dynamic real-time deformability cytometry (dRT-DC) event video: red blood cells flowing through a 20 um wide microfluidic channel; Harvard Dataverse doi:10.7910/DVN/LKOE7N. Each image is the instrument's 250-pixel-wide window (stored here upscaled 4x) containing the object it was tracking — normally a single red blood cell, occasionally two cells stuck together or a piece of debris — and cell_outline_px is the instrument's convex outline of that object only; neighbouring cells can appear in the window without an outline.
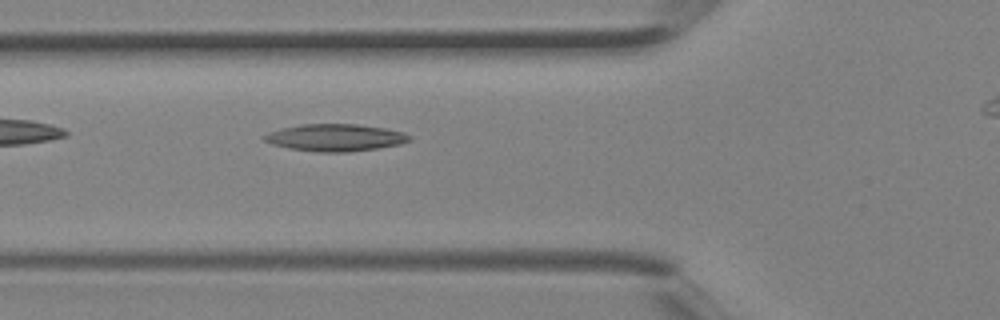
{"species": "Egyptian fruit bat (a non-hibernating species)", "species_latin": "Rousettus aegyptiacus", "temperature_condition": "room temperature", "stored_images_in_passage": 4, "camera_frame_rate_fps": 3000, "um_per_image_px": 0.085, "animal": {"sex": "female"}, "frame": {"image": 1, "passage_image": 4, "time_ms": 1.0, "image_size_px": [1000, 320], "cell_outline_px": [[412, 140], [400, 144], [376, 148], [348, 152], [316, 152], [288, 148], [272, 144], [264, 140], [264, 136], [268, 132], [300, 124], [356, 124], [384, 128], [404, 132], [412, 136]], "centroid_in_image_um": [28.52, 11.7], "position_along_channel_um": 97.3, "area_um2": 22.89}}